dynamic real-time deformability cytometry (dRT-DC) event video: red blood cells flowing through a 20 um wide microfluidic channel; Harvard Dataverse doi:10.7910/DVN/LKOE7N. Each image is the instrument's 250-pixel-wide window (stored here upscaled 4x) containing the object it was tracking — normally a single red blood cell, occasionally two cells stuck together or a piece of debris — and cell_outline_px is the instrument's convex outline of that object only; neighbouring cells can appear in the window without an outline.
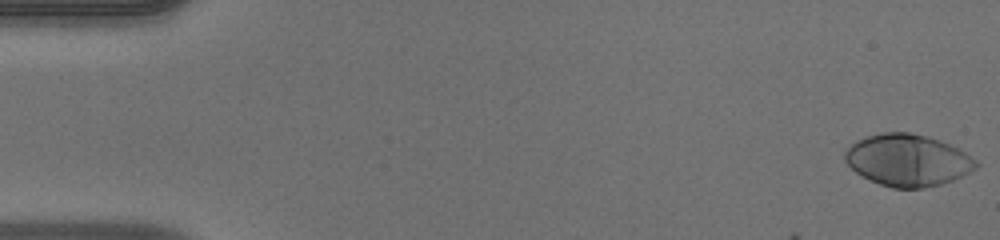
{"species": "human", "species_latin": "Homo sapiens", "temperature_condition": "warm", "stored_images_in_passage": 50, "camera_frame_rate_fps": 3000, "um_per_image_px": 0.085, "donor": {"sex": "male"}, "frame": {"image": 1, "passage_image": 1, "time_ms": 0.0, "image_size_px": [1000, 240], "cell_outline_px": [[980, 164], [976, 168], [952, 180], [940, 184], [924, 188], [892, 188], [880, 184], [856, 172], [844, 160], [844, 152], [856, 140], [864, 136], [880, 132], [908, 132], [928, 136], [940, 140], [964, 152], [976, 160]], "centroid_in_image_um": [77.13, 13.6], "position_along_channel_um": 7.9, "area_um2": 39.42}}
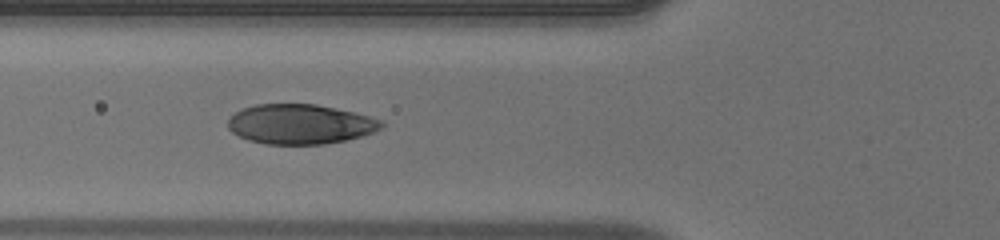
{"frame": {"image": 2, "passage_image": 19, "time_ms": 6.0, "image_size_px": [1000, 240], "cell_outline_px": [[384, 124], [380, 128], [372, 132], [360, 136], [344, 140], [324, 144], [264, 144], [248, 140], [232, 132], [228, 128], [228, 120], [240, 108], [256, 104], [316, 104], [356, 112], [380, 120]], "centroid_in_image_um": [25.48, 10.54], "position_along_channel_um": 100.3, "area_um2": 35.49}}
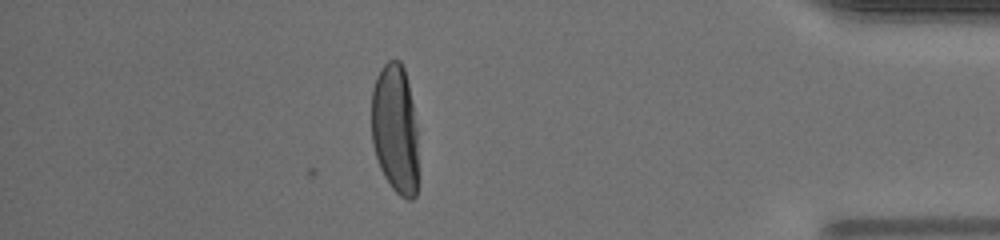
{"frame": {"image": 3, "passage_image": 44, "time_ms": 14.333, "image_size_px": [1000, 240], "cell_outline_px": [[416, 196], [412, 200], [408, 200], [400, 196], [392, 188], [384, 176], [380, 168], [372, 144], [372, 88], [376, 76], [380, 68], [388, 60], [400, 60], [404, 68], [408, 84], [412, 104], [416, 128]], "centroid_in_image_um": [33.55, 10.95], "position_along_channel_um": 401.6, "area_um2": 35.08}, "authors_computed_cell_mechanics": {"area_um2": 37.7145, "velocity_mm_per_s": 4.1015, "shape_relaxation_time_tau1_ms": 2.7661, "shape_relaxation_time_tau2_ms": null, "deformation_change_tau1": 0.2222, "deformation_change_tau2": null}}